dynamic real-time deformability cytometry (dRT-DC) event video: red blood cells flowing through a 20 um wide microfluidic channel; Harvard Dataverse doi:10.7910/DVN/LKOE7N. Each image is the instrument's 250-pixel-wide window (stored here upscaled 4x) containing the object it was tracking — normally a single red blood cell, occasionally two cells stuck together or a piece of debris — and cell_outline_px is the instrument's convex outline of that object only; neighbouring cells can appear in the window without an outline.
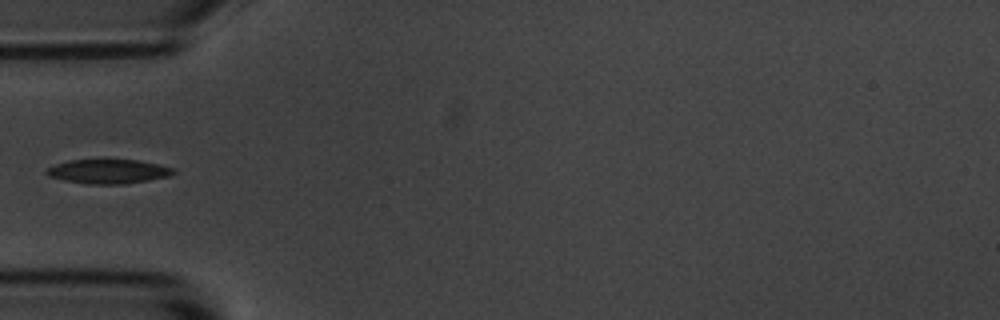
{"species": "common noctule bat (a hibernating species)", "species_latin": "Nyctalus noctula", "temperature_condition": "room temperature", "stored_images_in_passage": 5, "camera_frame_rate_fps": 3000, "um_per_image_px": 0.085, "animal": {"sex": "male", "body_mass_g": 20.1, "forearm_length_mm": 53.5}, "frame": {"image": 1, "passage_image": 5, "time_ms": 5.333, "image_size_px": [1000, 320], "cell_outline_px": [[176, 172], [168, 176], [148, 180], [124, 184], [88, 184], [64, 180], [48, 176], [44, 172], [48, 168], [56, 164], [68, 160], [136, 160], [176, 168]], "centroid_in_image_um": [9.19, 14.57], "position_along_channel_um": 75.8, "area_um2": 17.8}}